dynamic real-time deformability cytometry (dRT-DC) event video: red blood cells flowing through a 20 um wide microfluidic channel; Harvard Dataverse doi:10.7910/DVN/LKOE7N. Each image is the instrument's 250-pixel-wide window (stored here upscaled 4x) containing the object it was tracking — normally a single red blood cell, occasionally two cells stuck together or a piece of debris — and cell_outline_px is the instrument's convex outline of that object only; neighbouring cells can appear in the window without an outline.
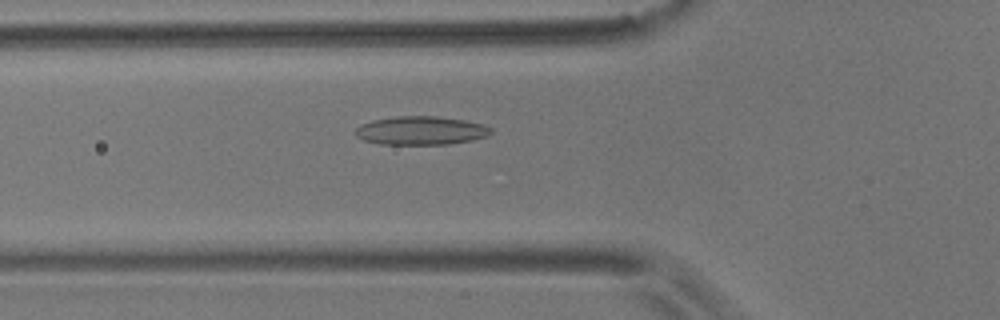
{"species": "common noctule bat (a hibernating species)", "species_latin": "Nyctalus noctula", "temperature_condition": "room temperature", "stored_images_in_passage": 57, "camera_frame_rate_fps": 3000, "um_per_image_px": 0.085, "animal": {"sex": "male", "body_mass_g": 17.9}, "frame": {"image": 1, "passage_image": 20, "time_ms": 6.333, "image_size_px": [1000, 320], "cell_outline_px": [[492, 132], [488, 136], [472, 140], [448, 144], [380, 144], [364, 140], [356, 136], [356, 128], [360, 124], [372, 120], [396, 116], [436, 116], [464, 120], [484, 124], [492, 128]], "centroid_in_image_um": [35.79, 11.09], "position_along_channel_um": 90.0, "area_um2": 22.6}}
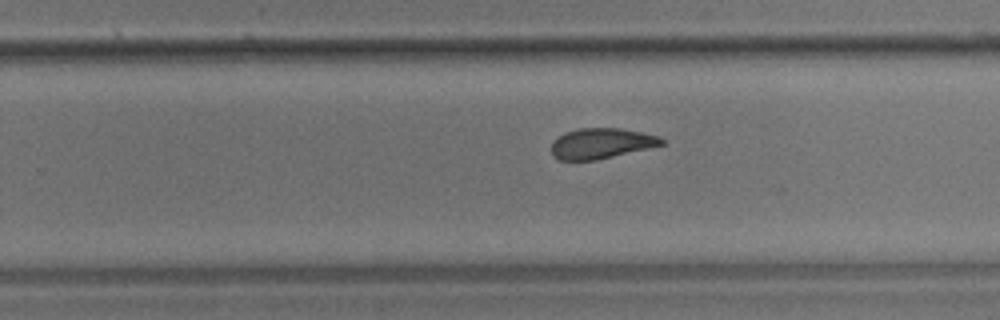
{"frame": {"image": 2, "passage_image": 36, "time_ms": 11.667, "image_size_px": [1000, 320], "cell_outline_px": [[664, 144], [648, 148], [596, 160], [560, 160], [552, 156], [552, 140], [564, 132], [576, 128], [620, 128], [660, 136], [664, 140]], "centroid_in_image_um": [51.07, 12.18], "position_along_channel_um": 278.7, "area_um2": 19.59}}
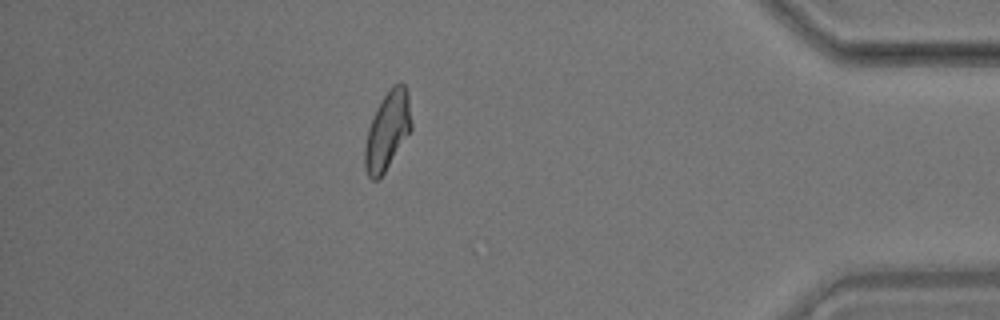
{"frame": {"image": 3, "passage_image": 50, "time_ms": 16.333, "image_size_px": [1000, 320], "cell_outline_px": [[412, 128], [384, 172], [376, 180], [372, 180], [368, 176], [364, 168], [364, 144], [368, 128], [376, 108], [392, 84], [400, 80], [404, 84], [408, 92], [412, 124]], "centroid_in_image_um": [32.92, 11.07], "position_along_channel_um": 402.3, "area_um2": 21.21}, "authors_computed_cell_mechanics": {"area_um2": 20.9236, "velocity_mm_per_s": 3.532, "shape_relaxation_time_tau1_ms": null, "shape_relaxation_time_tau2_ms": 3.217, "deformation_change_tau1": null, "deformation_change_tau2": 0.0987}}